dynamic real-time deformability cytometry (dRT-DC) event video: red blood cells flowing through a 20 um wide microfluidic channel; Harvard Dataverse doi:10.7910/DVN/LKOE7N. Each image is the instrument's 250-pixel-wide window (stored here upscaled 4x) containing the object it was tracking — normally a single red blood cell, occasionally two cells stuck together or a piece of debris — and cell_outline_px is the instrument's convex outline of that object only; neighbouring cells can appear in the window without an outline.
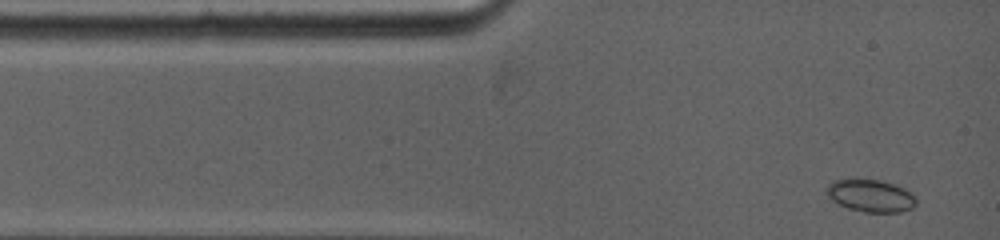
{"species": "common noctule bat (a hibernating species)", "species_latin": "Nyctalus noctula", "temperature_condition": "warm", "stored_images_in_passage": 22, "camera_frame_rate_fps": 5000, "um_per_image_px": 0.085, "animal": {"sex": "female", "body_mass_g": 19.0, "forearm_length_mm": 53.3}, "frame": {"image": 1, "passage_image": 2, "time_ms": 0.4, "image_size_px": [1000, 240], "cell_outline_px": [[916, 204], [912, 208], [900, 212], [864, 212], [848, 208], [832, 200], [824, 192], [824, 188], [832, 180], [852, 176], [880, 180], [904, 188], [912, 192], [916, 200]], "centroid_in_image_um": [73.93, 16.58], "position_along_channel_um": 11.1, "area_um2": 17.57}}
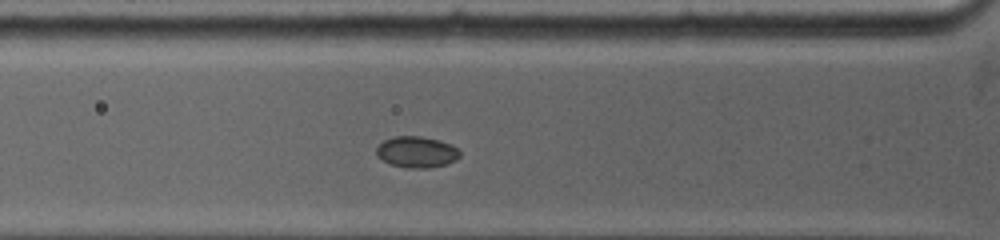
{"frame": {"image": 2, "passage_image": 11, "time_ms": 3.4, "image_size_px": [1000, 240], "cell_outline_px": [[460, 156], [456, 160], [448, 164], [428, 168], [408, 168], [388, 164], [376, 156], [376, 148], [384, 140], [392, 136], [420, 136], [440, 140], [452, 144], [460, 152]], "centroid_in_image_um": [35.41, 12.92], "position_along_channel_um": 90.4, "area_um2": 15.43}}
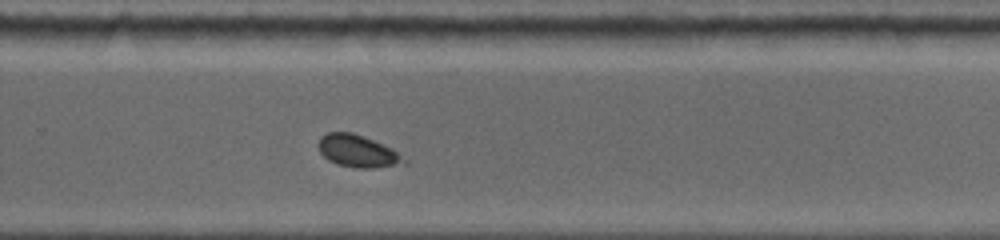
{"frame": {"image": 3, "passage_image": 22, "time_ms": 8.8, "image_size_px": [1000, 240], "cell_outline_px": [[408, 164], [372, 168], [356, 168], [336, 164], [328, 160], [320, 152], [316, 144], [320, 136], [328, 132], [352, 132], [364, 136], [392, 148], [408, 160]], "centroid_in_image_um": [30.4, 12.85], "position_along_channel_um": 299.4, "area_um2": 16.42}}